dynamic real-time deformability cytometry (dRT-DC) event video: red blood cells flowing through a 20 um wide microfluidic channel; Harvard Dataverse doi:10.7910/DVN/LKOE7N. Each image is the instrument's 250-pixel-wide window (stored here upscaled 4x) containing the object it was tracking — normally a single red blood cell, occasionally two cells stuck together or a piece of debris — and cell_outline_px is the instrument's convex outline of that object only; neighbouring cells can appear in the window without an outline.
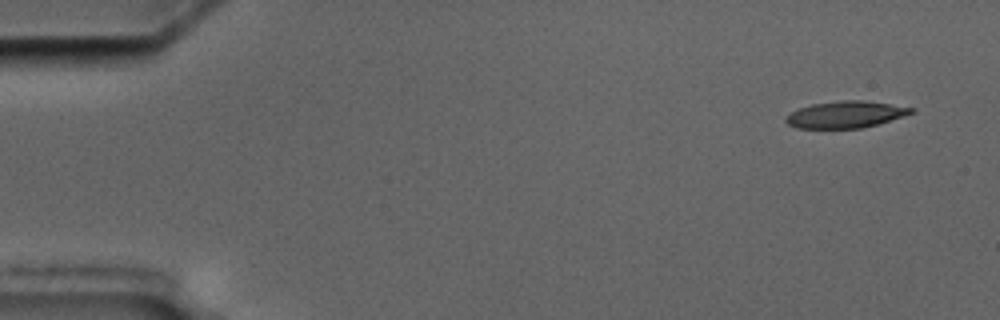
{"species": "common noctule bat (a hibernating species)", "species_latin": "Nyctalus noctula", "temperature_condition": "cold", "stored_images_in_passage": 4, "segment_of_instrument_passage": [2, 2], "camera_frame_rate_fps": 3000, "um_per_image_px": 0.085, "animal": {"sex": "male", "body_mass_g": 17.5, "forearm_length_mm": 52.3}, "frame": {"image": 1, "passage_image": 4, "time_ms": 4.333, "image_size_px": [1000, 320], "cell_outline_px": [[916, 112], [876, 124], [860, 128], [796, 128], [788, 124], [784, 120], [784, 116], [800, 108], [812, 104], [840, 100], [864, 100], [916, 108]], "centroid_in_image_um": [71.87, 9.73], "position_along_channel_um": 13.1, "area_um2": 19.48}}